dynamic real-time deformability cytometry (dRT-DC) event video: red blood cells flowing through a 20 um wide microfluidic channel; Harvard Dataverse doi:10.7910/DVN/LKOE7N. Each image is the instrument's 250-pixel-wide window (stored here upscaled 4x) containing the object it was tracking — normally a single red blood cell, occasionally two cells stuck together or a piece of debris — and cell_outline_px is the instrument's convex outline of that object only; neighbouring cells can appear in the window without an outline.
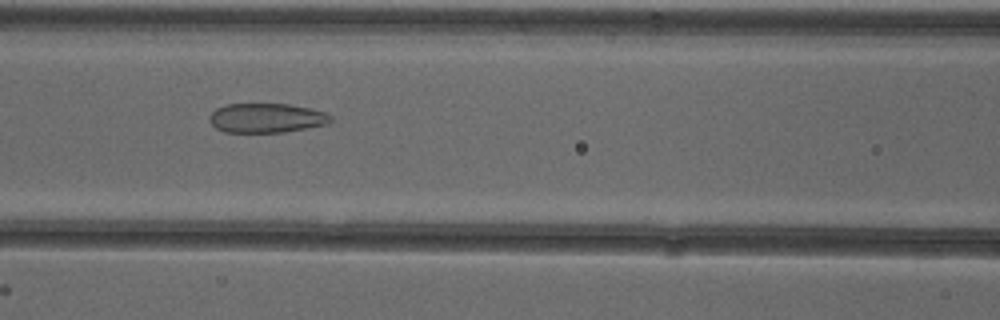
{"species": "common noctule bat (a hibernating species)", "species_latin": "Nyctalus noctula", "temperature_condition": "cold", "stored_images_in_passage": 46, "camera_frame_rate_fps": 3000, "um_per_image_px": 0.085, "animal": {"sex": "female"}, "frame": {"image": 1, "passage_image": 21, "time_ms": 6.667, "image_size_px": [1000, 320], "cell_outline_px": [[332, 120], [328, 124], [308, 128], [284, 132], [224, 132], [216, 128], [208, 120], [208, 116], [216, 108], [228, 104], [288, 104], [328, 112], [332, 116]], "centroid_in_image_um": [22.66, 10.03], "position_along_channel_um": 143.9, "area_um2": 20.92}}
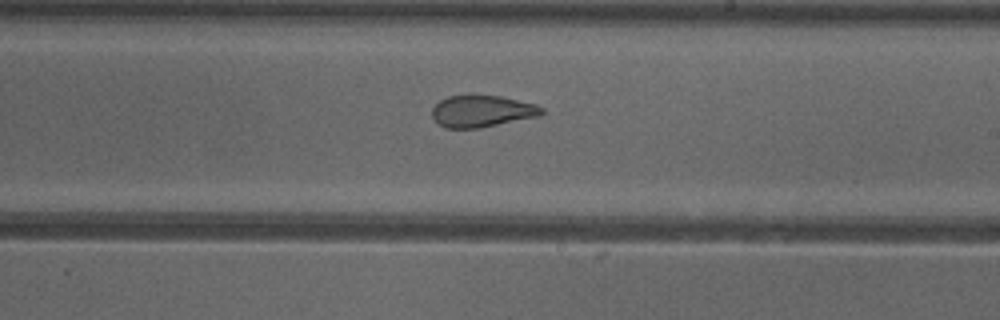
{"frame": {"image": 2, "passage_image": 29, "time_ms": 9.333, "image_size_px": [1000, 320], "cell_outline_px": [[544, 112], [540, 116], [480, 128], [444, 128], [432, 116], [432, 108], [440, 100], [448, 96], [500, 96], [536, 104], [544, 108]], "centroid_in_image_um": [40.99, 9.46], "position_along_channel_um": 248.0, "area_um2": 20.17}}
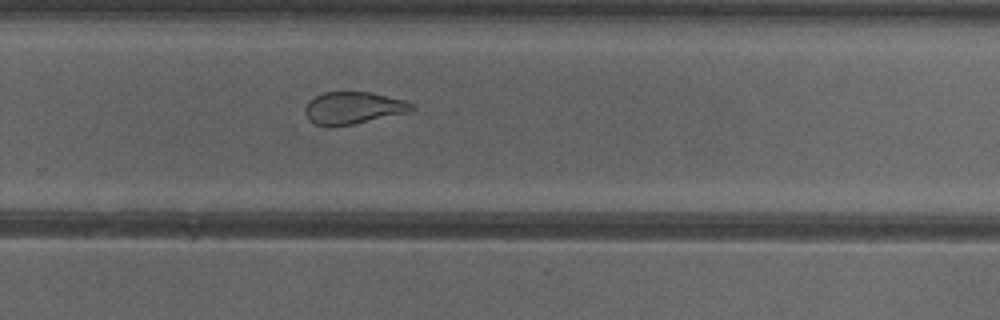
{"frame": {"image": 3, "passage_image": 33, "time_ms": 10.667, "image_size_px": [1000, 320], "cell_outline_px": [[416, 108], [408, 112], [352, 124], [316, 124], [308, 120], [304, 112], [304, 108], [308, 100], [324, 92], [372, 92], [404, 100], [412, 104]], "centroid_in_image_um": [30.01, 9.14], "position_along_channel_um": 299.8, "area_um2": 19.59}}